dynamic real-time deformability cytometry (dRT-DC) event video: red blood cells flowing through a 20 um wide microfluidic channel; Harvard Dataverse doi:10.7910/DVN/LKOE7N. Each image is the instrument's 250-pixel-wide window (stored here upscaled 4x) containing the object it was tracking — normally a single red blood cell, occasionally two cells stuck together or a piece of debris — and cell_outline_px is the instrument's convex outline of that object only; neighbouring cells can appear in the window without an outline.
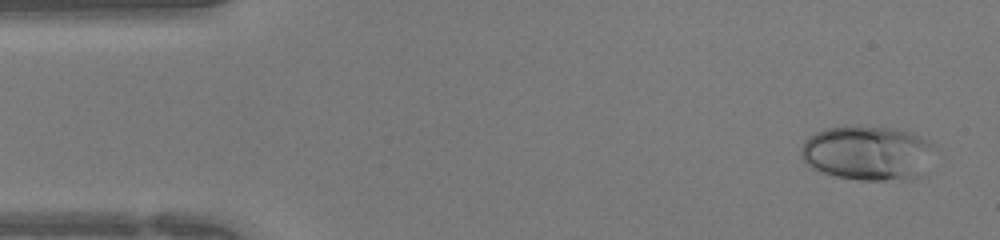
{"species": "human", "species_latin": "Homo sapiens", "temperature_condition": "warm", "stored_images_in_passage": 44, "camera_frame_rate_fps": 3000, "um_per_image_px": 0.085, "donor": {"sex": "female"}, "frame": {"image": 1, "passage_image": 2, "time_ms": 0.333, "image_size_px": [1000, 240], "cell_outline_px": [[932, 144], [928, 172], [924, 176], [912, 180], [860, 180], [836, 176], [812, 168], [800, 156], [800, 148], [804, 140], [808, 136], [816, 132], [828, 128], [844, 124], [856, 124], [896, 128], [912, 132], [928, 140]], "centroid_in_image_um": [73.77, 12.99], "position_along_channel_um": 11.2, "area_um2": 43.64}}
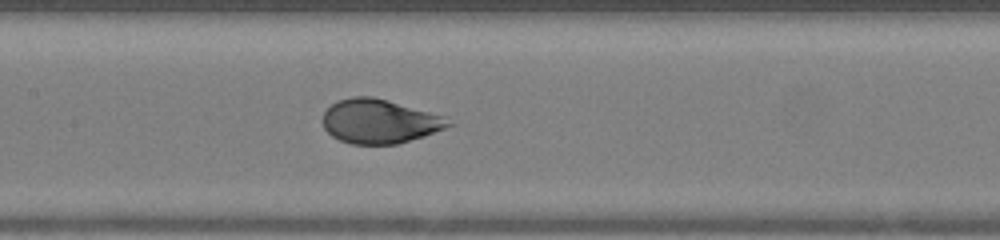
{"frame": {"image": 2, "passage_image": 20, "time_ms": 6.333, "image_size_px": [1000, 240], "cell_outline_px": [[456, 124], [424, 136], [396, 144], [352, 144], [340, 140], [332, 136], [324, 128], [320, 120], [324, 112], [336, 100], [352, 96], [372, 96], [388, 100], [444, 116]], "centroid_in_image_um": [32.23, 10.3], "position_along_channel_um": 175.2, "area_um2": 32.48}}
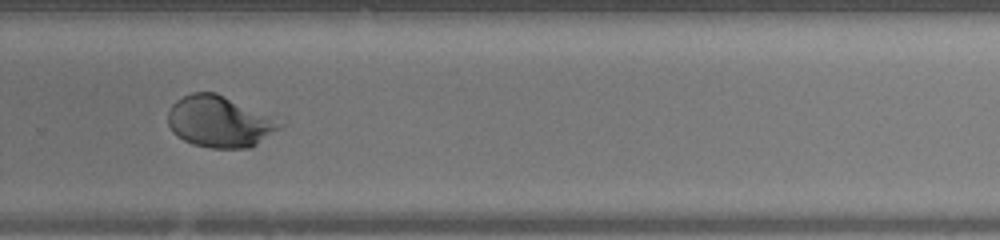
{"frame": {"image": 3, "passage_image": 29, "time_ms": 9.333, "image_size_px": [1000, 240], "cell_outline_px": [[288, 124], [252, 148], [212, 148], [192, 144], [184, 140], [172, 132], [168, 124], [168, 112], [172, 104], [176, 100], [192, 92], [216, 92], [288, 120]], "centroid_in_image_um": [18.79, 10.33], "position_along_channel_um": 311.0, "area_um2": 34.68}}